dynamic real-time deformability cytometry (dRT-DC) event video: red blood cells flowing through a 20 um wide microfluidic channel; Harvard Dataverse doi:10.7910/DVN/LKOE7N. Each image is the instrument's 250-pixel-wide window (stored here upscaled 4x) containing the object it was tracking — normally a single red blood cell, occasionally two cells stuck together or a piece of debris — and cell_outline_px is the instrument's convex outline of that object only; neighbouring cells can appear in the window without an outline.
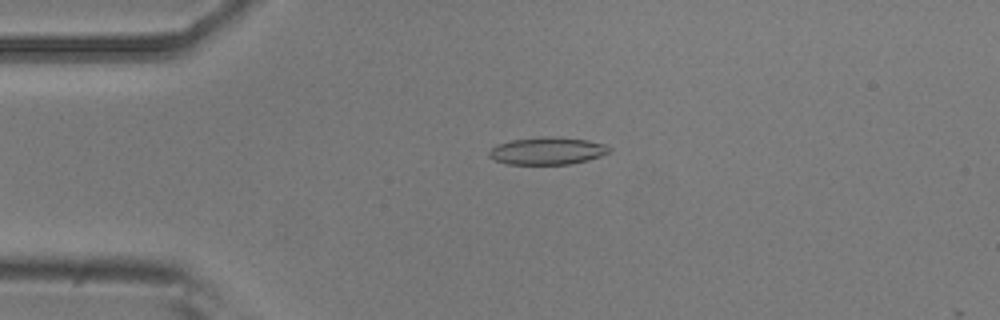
{"species": "common noctule bat (a hibernating species)", "species_latin": "Nyctalus noctula", "temperature_condition": "room temperature", "stored_images_in_passage": 10, "camera_frame_rate_fps": 3000, "um_per_image_px": 0.085, "animal": {"sex": "male", "body_mass_g": 20.5, "forearm_length_mm": 52.5}, "frame": {"image": 1, "passage_image": 3, "time_ms": 0.667, "image_size_px": [1000, 320], "cell_outline_px": [[612, 152], [588, 160], [568, 164], [508, 164], [496, 160], [488, 156], [488, 152], [492, 148], [500, 144], [512, 140], [544, 136], [556, 136], [588, 140], [604, 144], [612, 148]], "centroid_in_image_um": [46.57, 12.82], "position_along_channel_um": 38.4, "area_um2": 19.19}}
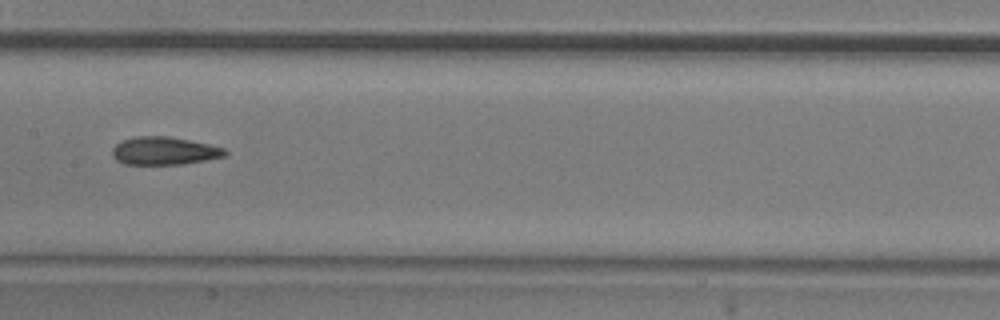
{"frame": {"image": 2, "passage_image": 7, "time_ms": 2.0, "image_size_px": [1000, 320], "cell_outline_px": [[228, 152], [224, 156], [184, 164], [124, 164], [116, 160], [112, 156], [112, 148], [120, 140], [136, 136], [168, 136], [208, 144], [224, 148]], "centroid_in_image_um": [13.91, 12.82], "position_along_channel_um": 193.5, "area_um2": 18.32}}
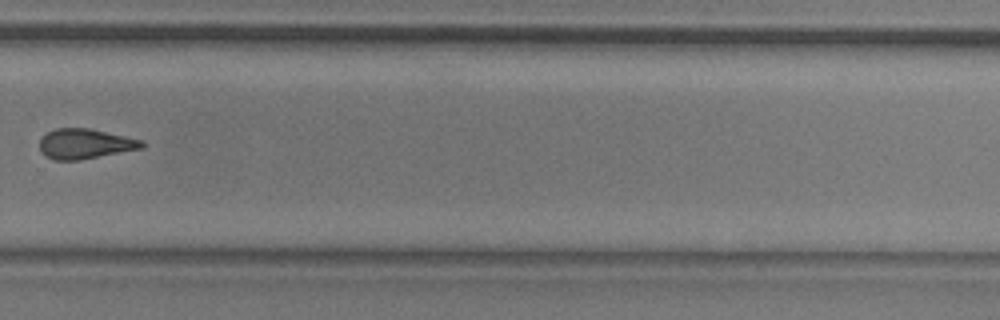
{"frame": {"image": 3, "passage_image": 10, "time_ms": 3.0, "image_size_px": [1000, 320], "cell_outline_px": [[144, 148], [80, 160], [52, 160], [44, 156], [40, 152], [40, 140], [48, 132], [56, 128], [88, 128], [144, 140]], "centroid_in_image_um": [7.23, 12.24], "position_along_channel_um": 322.6, "area_um2": 17.98}}